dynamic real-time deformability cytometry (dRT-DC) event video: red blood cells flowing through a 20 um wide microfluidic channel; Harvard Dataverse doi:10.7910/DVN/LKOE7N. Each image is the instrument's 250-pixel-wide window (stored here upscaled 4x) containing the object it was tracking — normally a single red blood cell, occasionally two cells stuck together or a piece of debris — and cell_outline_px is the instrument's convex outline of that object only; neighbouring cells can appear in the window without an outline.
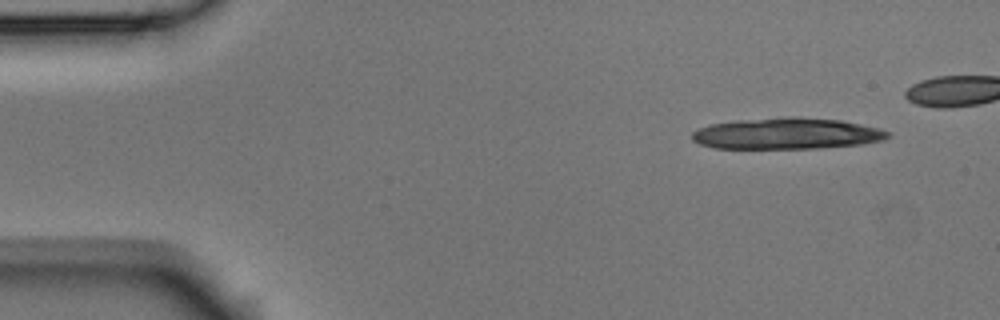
{"species": "Egyptian fruit bat (a non-hibernating species)", "species_latin": "Rousettus aegyptiacus", "temperature_condition": "room temperature", "stored_images_in_passage": 5, "camera_frame_rate_fps": 3000, "um_per_image_px": 0.085, "animal": {"sex": "male"}, "frame": {"image": 1, "passage_image": 1, "time_ms": 0.0, "image_size_px": [1000, 320], "cell_outline_px": [[892, 136], [884, 140], [864, 144], [820, 148], [712, 148], [700, 144], [692, 140], [692, 132], [700, 128], [712, 124], [736, 120], [840, 120], [880, 128], [892, 132]], "centroid_in_image_um": [66.93, 11.41], "position_along_channel_um": 18.1, "area_um2": 34.39}}
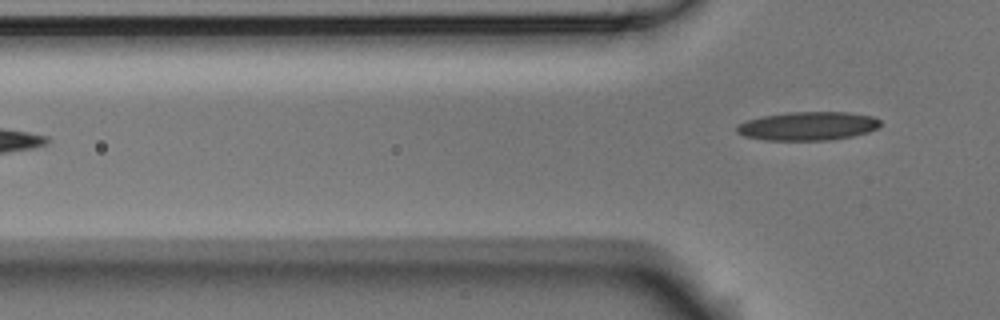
{"frame": {"image": 2, "passage_image": 5, "time_ms": 1.333, "image_size_px": [1000, 320], "cell_outline_px": [[880, 124], [876, 128], [868, 132], [852, 136], [832, 140], [764, 140], [744, 136], [736, 132], [736, 124], [744, 120], [760, 116], [788, 112], [848, 112], [872, 116], [880, 120]], "centroid_in_image_um": [68.61, 10.71], "position_along_channel_um": 57.2, "area_um2": 24.16}}